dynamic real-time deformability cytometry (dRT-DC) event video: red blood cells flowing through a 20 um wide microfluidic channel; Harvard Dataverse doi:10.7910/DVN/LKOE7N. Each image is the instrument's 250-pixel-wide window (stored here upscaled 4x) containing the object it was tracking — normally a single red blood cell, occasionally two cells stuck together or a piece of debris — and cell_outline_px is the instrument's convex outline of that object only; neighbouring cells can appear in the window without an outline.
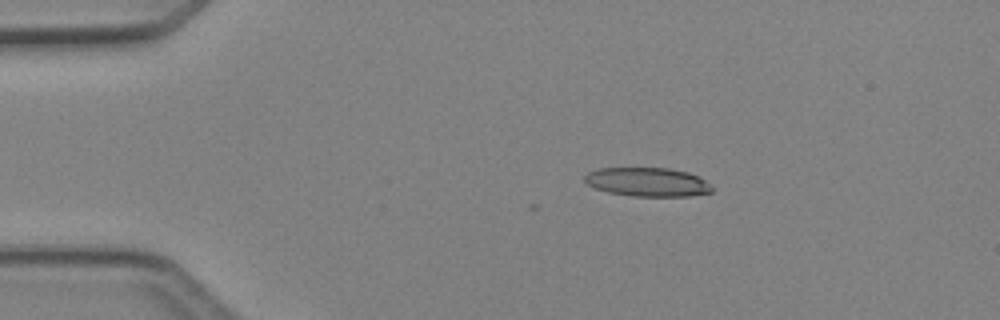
{"species": "Egyptian fruit bat (a non-hibernating species)", "species_latin": "Rousettus aegyptiacus", "temperature_condition": "cold", "stored_images_in_passage": 32, "camera_frame_rate_fps": 3000, "um_per_image_px": 0.085, "animal": {"sex": "female"}, "frame": {"image": 1, "passage_image": 1, "time_ms": 0.0, "image_size_px": [1000, 320], "cell_outline_px": [[712, 192], [688, 196], [632, 196], [608, 192], [596, 188], [588, 184], [584, 180], [584, 176], [588, 172], [596, 168], [668, 168], [688, 172], [700, 176], [712, 188]], "centroid_in_image_um": [55.02, 15.46], "position_along_channel_um": 30.0, "area_um2": 21.39}}
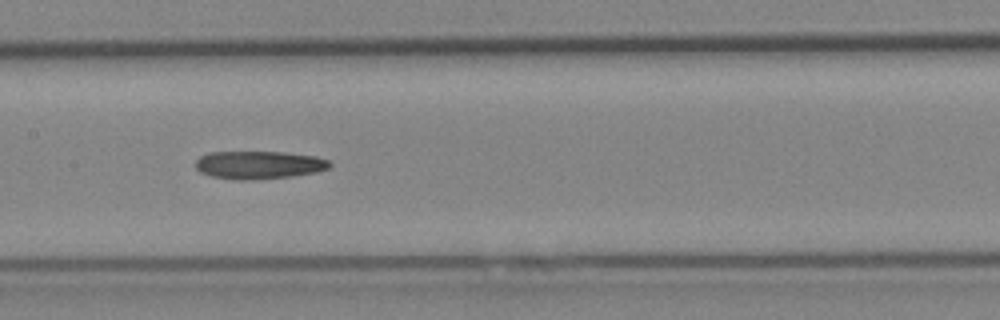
{"frame": {"image": 2, "passage_image": 16, "time_ms": 5.0, "image_size_px": [1000, 320], "cell_outline_px": [[332, 164], [328, 168], [316, 172], [292, 176], [244, 180], [236, 180], [212, 176], [200, 172], [196, 168], [196, 160], [200, 156], [208, 152], [284, 152], [316, 156], [328, 160]], "centroid_in_image_um": [22.0, 14.01], "position_along_channel_um": 185.4, "area_um2": 21.79}}
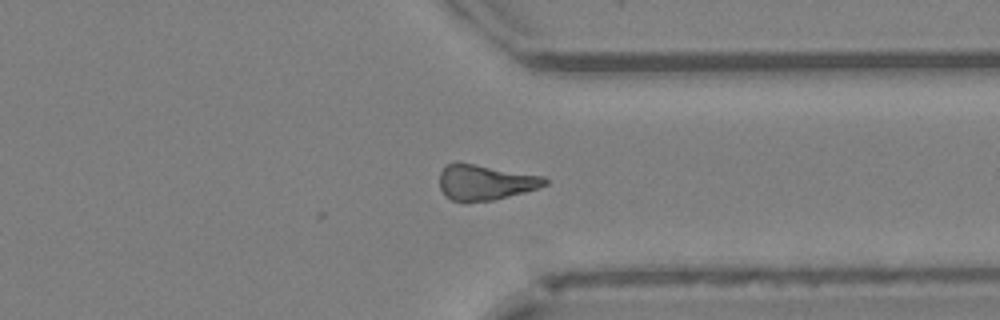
{"frame": {"image": 3, "passage_image": 29, "time_ms": 9.333, "image_size_px": [1000, 320], "cell_outline_px": [[548, 184], [540, 188], [492, 200], [464, 204], [452, 200], [440, 188], [440, 172], [448, 164], [456, 160], [544, 176], [548, 180]], "centroid_in_image_um": [41.24, 15.49], "position_along_channel_um": 370.2, "area_um2": 22.2}}